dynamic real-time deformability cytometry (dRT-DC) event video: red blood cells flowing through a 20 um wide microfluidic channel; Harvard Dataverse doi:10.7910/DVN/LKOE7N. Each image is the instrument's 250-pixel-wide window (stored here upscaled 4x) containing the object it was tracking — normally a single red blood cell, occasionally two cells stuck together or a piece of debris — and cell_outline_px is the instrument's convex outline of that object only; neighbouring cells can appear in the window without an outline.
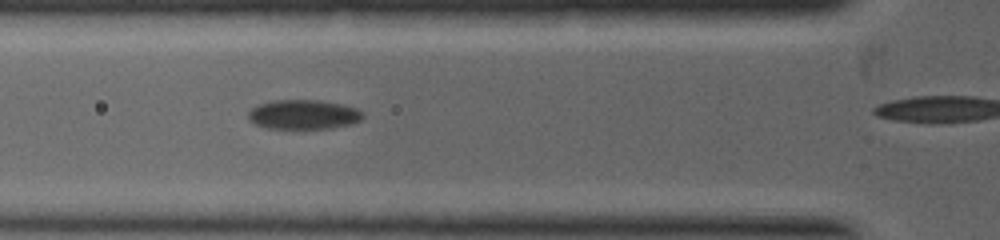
{"species": "common noctule bat (a hibernating species)", "species_latin": "Nyctalus noctula", "temperature_condition": "warm", "stored_images_in_passage": 6, "camera_frame_rate_fps": 5000, "um_per_image_px": 0.085, "animal": {"sex": "female", "body_mass_g": 19.0, "forearm_length_mm": 53.3}, "frame": {"image": 1, "passage_image": 3, "time_ms": 0.6, "image_size_px": [1000, 240], "cell_outline_px": [[364, 116], [360, 120], [348, 124], [332, 128], [268, 128], [256, 124], [248, 120], [248, 112], [252, 108], [260, 104], [272, 100], [320, 100], [340, 104], [356, 108]], "centroid_in_image_um": [25.76, 9.73], "position_along_channel_um": 100.0, "area_um2": 19.42}}